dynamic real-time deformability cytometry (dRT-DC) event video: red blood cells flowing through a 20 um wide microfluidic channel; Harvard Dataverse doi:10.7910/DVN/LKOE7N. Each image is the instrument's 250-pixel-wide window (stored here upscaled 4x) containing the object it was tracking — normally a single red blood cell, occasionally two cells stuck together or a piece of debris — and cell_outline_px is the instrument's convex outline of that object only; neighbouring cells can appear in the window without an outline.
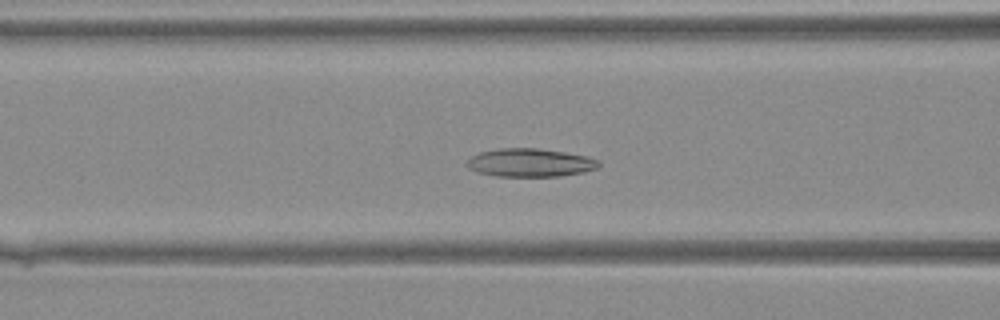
{"species": "Egyptian fruit bat (a non-hibernating species)", "species_latin": "Rousettus aegyptiacus", "temperature_condition": "warm", "stored_images_in_passage": 42, "camera_frame_rate_fps": 3000, "um_per_image_px": 0.085, "animal": {"sex": "female"}, "frame": {"image": 1, "passage_image": 18, "time_ms": 5.667, "image_size_px": [1000, 320], "cell_outline_px": [[600, 164], [596, 168], [584, 172], [560, 176], [496, 176], [476, 172], [468, 168], [464, 164], [472, 156], [480, 152], [500, 148], [536, 148], [564, 152], [584, 156], [600, 160]], "centroid_in_image_um": [45.03, 13.83], "position_along_channel_um": 121.6, "area_um2": 21.68}}
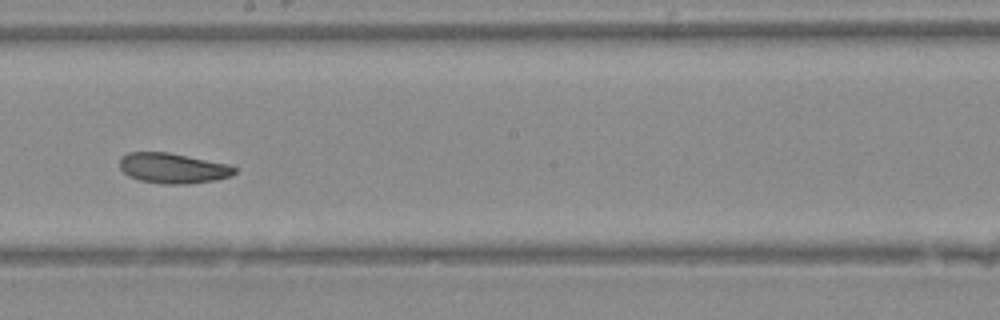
{"frame": {"image": 2, "passage_image": 25, "time_ms": 8.0, "image_size_px": [1000, 320], "cell_outline_px": [[236, 172], [232, 176], [216, 180], [188, 184], [164, 184], [140, 180], [128, 176], [120, 168], [120, 156], [128, 152], [168, 152], [228, 164], [236, 168]], "centroid_in_image_um": [14.69, 14.29], "position_along_channel_um": 233.5, "area_um2": 20.35}}
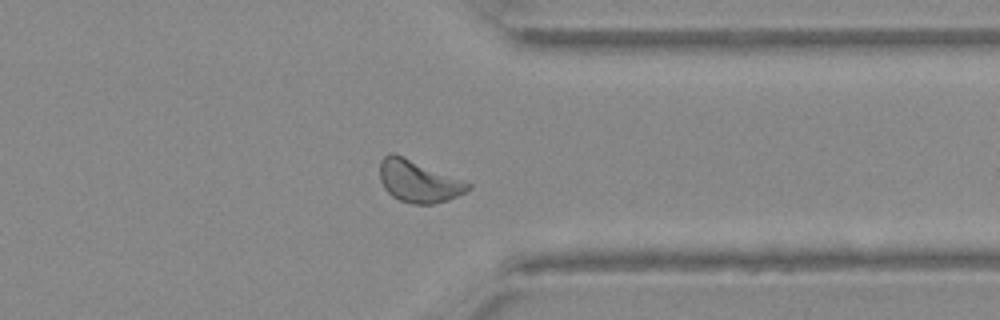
{"frame": {"image": 3, "passage_image": 34, "time_ms": 11.0, "image_size_px": [1000, 320], "cell_outline_px": [[472, 188], [448, 200], [432, 204], [412, 204], [400, 200], [392, 196], [384, 188], [380, 180], [380, 160], [384, 156], [392, 152], [472, 184]], "centroid_in_image_um": [35.54, 15.42], "position_along_channel_um": 375.9, "area_um2": 21.27}}